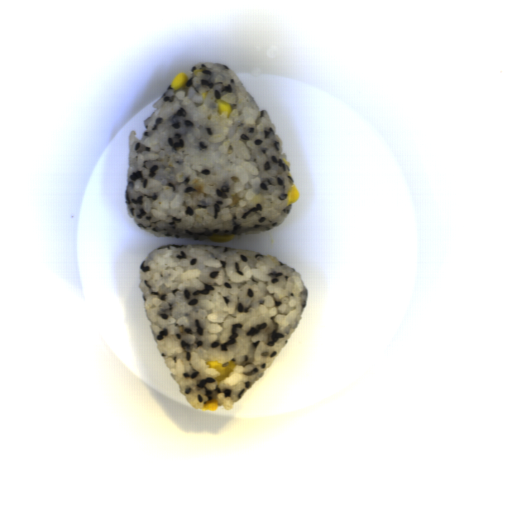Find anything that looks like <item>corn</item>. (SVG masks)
Here are the masks:
<instances>
[{
  "label": "corn",
  "mask_w": 512,
  "mask_h": 512,
  "mask_svg": "<svg viewBox=\"0 0 512 512\" xmlns=\"http://www.w3.org/2000/svg\"><path fill=\"white\" fill-rule=\"evenodd\" d=\"M206 365L207 367L213 368L216 371H218V375L215 377L217 383H220L221 381L230 377L237 366L236 363L233 361L229 363L227 366H225L221 362L216 360L208 361L206 362Z\"/></svg>",
  "instance_id": "1"
},
{
  "label": "corn",
  "mask_w": 512,
  "mask_h": 512,
  "mask_svg": "<svg viewBox=\"0 0 512 512\" xmlns=\"http://www.w3.org/2000/svg\"><path fill=\"white\" fill-rule=\"evenodd\" d=\"M235 234H228V235H215L209 237L211 241L215 243H229L233 239H235Z\"/></svg>",
  "instance_id": "5"
},
{
  "label": "corn",
  "mask_w": 512,
  "mask_h": 512,
  "mask_svg": "<svg viewBox=\"0 0 512 512\" xmlns=\"http://www.w3.org/2000/svg\"><path fill=\"white\" fill-rule=\"evenodd\" d=\"M299 198H300V192H299L297 186L292 185L290 187V190L288 193L287 206L289 207L290 204H294L295 202L298 201Z\"/></svg>",
  "instance_id": "4"
},
{
  "label": "corn",
  "mask_w": 512,
  "mask_h": 512,
  "mask_svg": "<svg viewBox=\"0 0 512 512\" xmlns=\"http://www.w3.org/2000/svg\"><path fill=\"white\" fill-rule=\"evenodd\" d=\"M219 406V399H211L207 400L204 406L202 407V410L205 411H216L218 410Z\"/></svg>",
  "instance_id": "6"
},
{
  "label": "corn",
  "mask_w": 512,
  "mask_h": 512,
  "mask_svg": "<svg viewBox=\"0 0 512 512\" xmlns=\"http://www.w3.org/2000/svg\"><path fill=\"white\" fill-rule=\"evenodd\" d=\"M188 79H189V77L187 74H185L183 72H179L174 77V79L171 81L172 90L179 91V90L183 89L184 86L187 84Z\"/></svg>",
  "instance_id": "2"
},
{
  "label": "corn",
  "mask_w": 512,
  "mask_h": 512,
  "mask_svg": "<svg viewBox=\"0 0 512 512\" xmlns=\"http://www.w3.org/2000/svg\"><path fill=\"white\" fill-rule=\"evenodd\" d=\"M217 112L222 115L226 114L227 118L231 117L232 114V106L226 101L219 100L217 101Z\"/></svg>",
  "instance_id": "3"
},
{
  "label": "corn",
  "mask_w": 512,
  "mask_h": 512,
  "mask_svg": "<svg viewBox=\"0 0 512 512\" xmlns=\"http://www.w3.org/2000/svg\"><path fill=\"white\" fill-rule=\"evenodd\" d=\"M209 93H210V91H208V90L205 91L204 93H202V97H203L204 100L207 99Z\"/></svg>",
  "instance_id": "7"
}]
</instances>
